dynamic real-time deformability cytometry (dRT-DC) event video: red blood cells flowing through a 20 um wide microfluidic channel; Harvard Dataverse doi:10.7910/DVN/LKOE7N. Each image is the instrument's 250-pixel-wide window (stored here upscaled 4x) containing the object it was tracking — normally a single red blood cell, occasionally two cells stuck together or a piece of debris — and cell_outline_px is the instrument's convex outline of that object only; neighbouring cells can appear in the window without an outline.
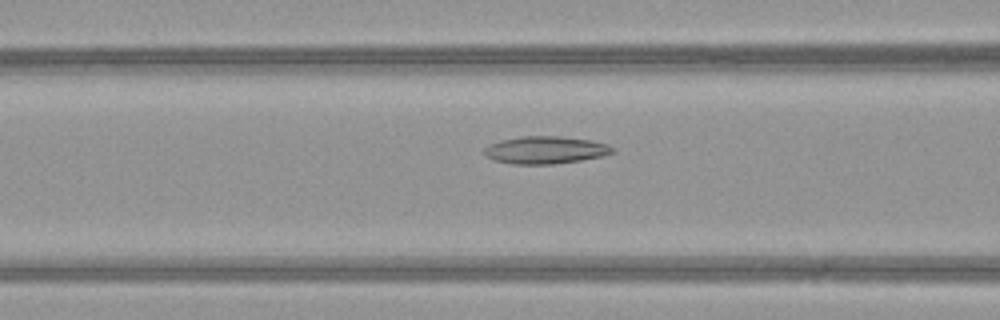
{"species": "common noctule bat (a hibernating species)", "species_latin": "Nyctalus noctula", "temperature_condition": "warm", "stored_images_in_passage": 32, "camera_frame_rate_fps": 3000, "um_per_image_px": 0.085, "animal": {"sex": "female", "body_mass_g": 21.9}, "frame": {"image": 1, "passage_image": 4, "time_ms": 1.0, "image_size_px": [1000, 320], "cell_outline_px": [[616, 152], [604, 156], [580, 160], [552, 164], [512, 164], [496, 160], [488, 156], [484, 152], [484, 148], [488, 144], [500, 140], [520, 136], [560, 136], [592, 140], [608, 144], [616, 148]], "centroid_in_image_um": [46.42, 12.74], "position_along_channel_um": 120.2, "area_um2": 20.69}}
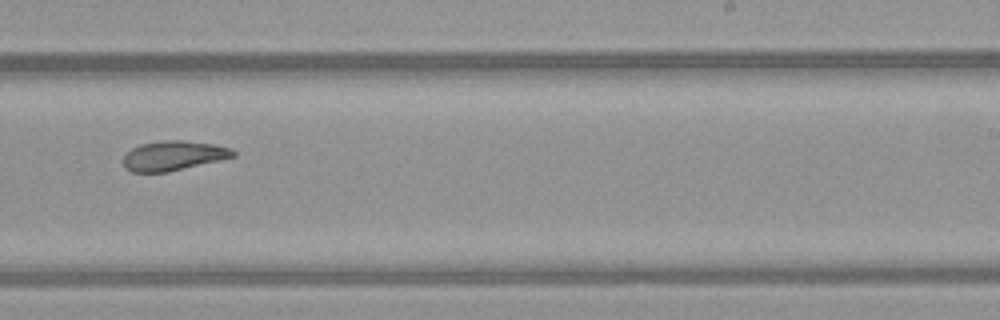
{"frame": {"image": 2, "passage_image": 15, "time_ms": 4.667, "image_size_px": [1000, 320], "cell_outline_px": [[236, 156], [220, 160], [168, 172], [132, 172], [124, 168], [124, 156], [132, 148], [140, 144], [164, 140], [180, 140], [212, 144], [232, 148], [236, 152]], "centroid_in_image_um": [14.75, 13.23], "position_along_channel_um": 274.3, "area_um2": 18.9}}
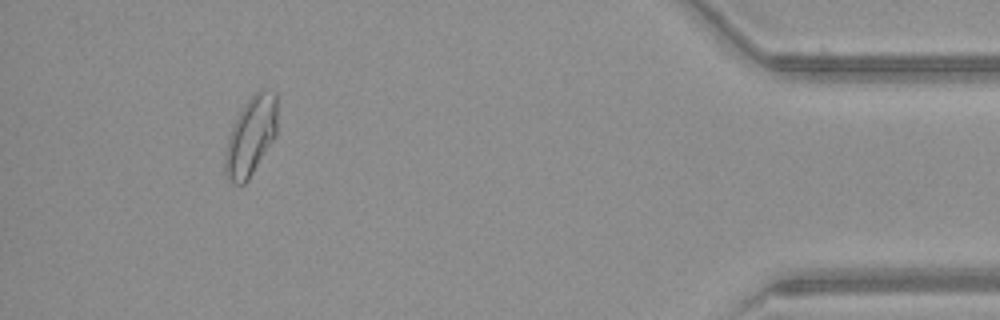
{"frame": {"image": 3, "passage_image": 29, "time_ms": 9.333, "image_size_px": [1000, 320], "cell_outline_px": [[276, 136], [248, 180], [244, 184], [232, 184], [228, 180], [224, 172], [224, 152], [232, 128], [244, 104], [260, 88], [264, 88], [276, 92]], "centroid_in_image_um": [21.31, 11.59], "position_along_channel_um": 413.9, "area_um2": 23.93}}